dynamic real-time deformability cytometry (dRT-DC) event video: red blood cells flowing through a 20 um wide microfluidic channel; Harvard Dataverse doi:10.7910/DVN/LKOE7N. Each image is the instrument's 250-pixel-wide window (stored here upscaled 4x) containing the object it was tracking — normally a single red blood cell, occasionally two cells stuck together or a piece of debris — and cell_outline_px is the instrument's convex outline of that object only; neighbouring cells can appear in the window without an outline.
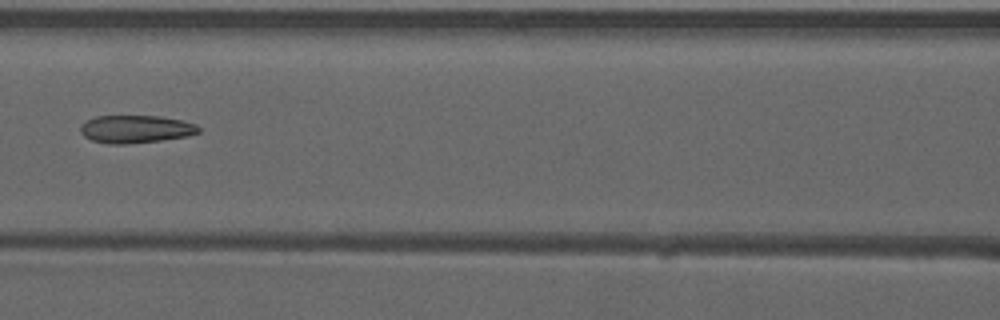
{"species": "common noctule bat (a hibernating species)", "species_latin": "Nyctalus noctula", "temperature_condition": "warm", "stored_images_in_passage": 6, "camera_frame_rate_fps": 3000, "um_per_image_px": 0.085, "animal": {"sex": "male", "forearm_length_mm": 52.5}, "frame": {"image": 1, "passage_image": 6, "time_ms": 1.667, "image_size_px": [1000, 320], "cell_outline_px": [[200, 132], [184, 136], [160, 140], [128, 144], [108, 144], [92, 140], [84, 136], [80, 132], [80, 124], [96, 116], [160, 116], [180, 120], [196, 124], [200, 128]], "centroid_in_image_um": [11.5, 10.97], "position_along_channel_um": 155.1, "area_um2": 19.02}}